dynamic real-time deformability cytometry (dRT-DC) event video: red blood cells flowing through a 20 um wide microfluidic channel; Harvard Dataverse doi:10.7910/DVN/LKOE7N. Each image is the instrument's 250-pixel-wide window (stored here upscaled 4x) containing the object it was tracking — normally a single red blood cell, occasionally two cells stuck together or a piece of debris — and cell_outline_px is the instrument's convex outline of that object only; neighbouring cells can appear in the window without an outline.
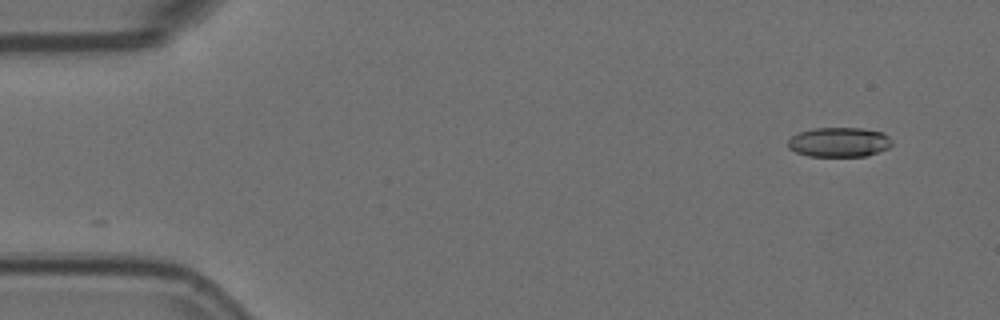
{"species": "Egyptian fruit bat (a non-hibernating species)", "species_latin": "Rousettus aegyptiacus", "temperature_condition": "room temperature", "stored_images_in_passage": 7, "camera_frame_rate_fps": 3000, "um_per_image_px": 0.085, "animal": {"sex": "female"}, "frame": {"image": 1, "passage_image": 1, "time_ms": 0.0, "image_size_px": [1000, 320], "cell_outline_px": [[892, 144], [888, 148], [864, 156], [808, 156], [796, 152], [788, 148], [788, 140], [792, 136], [800, 132], [812, 128], [864, 128], [884, 132], [892, 140]], "centroid_in_image_um": [71.33, 12.07], "position_along_channel_um": 13.7, "area_um2": 17.98}}
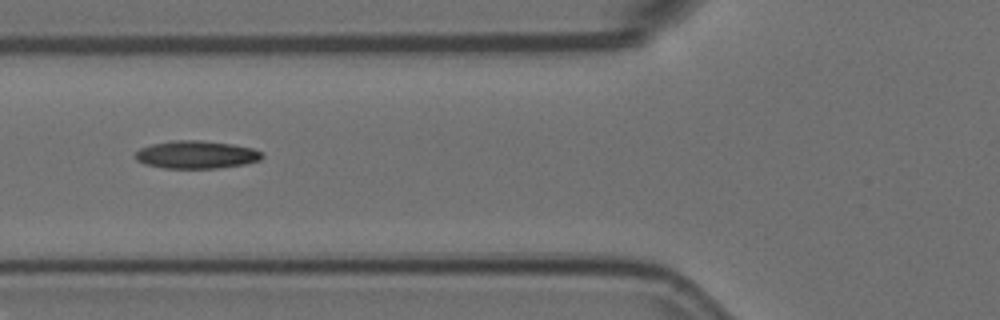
{"frame": {"image": 2, "passage_image": 6, "time_ms": 1.667, "image_size_px": [1000, 320], "cell_outline_px": [[264, 156], [260, 160], [244, 164], [216, 168], [164, 168], [144, 164], [136, 160], [132, 156], [140, 148], [152, 144], [172, 140], [200, 140], [232, 144], [252, 148], [264, 152]], "centroid_in_image_um": [16.67, 13.14], "position_along_channel_um": 109.1, "area_um2": 20.69}}
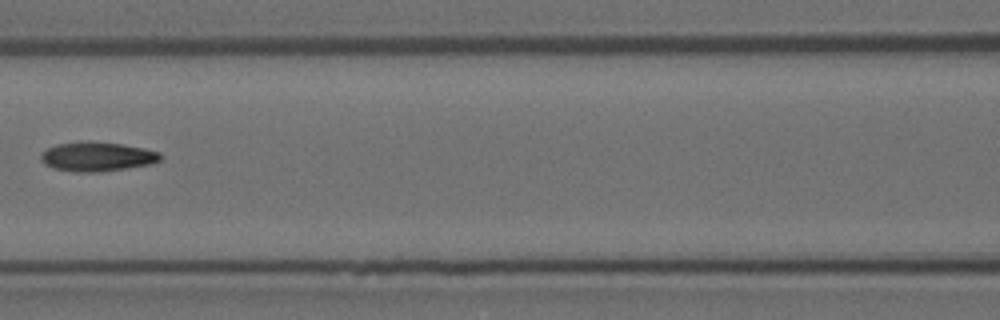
{"frame": {"image": 3, "passage_image": 7, "time_ms": 2.0, "image_size_px": [1000, 320], "cell_outline_px": [[164, 156], [160, 160], [152, 164], [128, 168], [100, 172], [72, 172], [56, 168], [44, 164], [40, 160], [40, 156], [48, 148], [56, 144], [80, 140], [88, 140], [120, 144], [144, 148], [160, 152]], "centroid_in_image_um": [8.27, 13.3], "position_along_channel_um": 158.3, "area_um2": 20.75}}